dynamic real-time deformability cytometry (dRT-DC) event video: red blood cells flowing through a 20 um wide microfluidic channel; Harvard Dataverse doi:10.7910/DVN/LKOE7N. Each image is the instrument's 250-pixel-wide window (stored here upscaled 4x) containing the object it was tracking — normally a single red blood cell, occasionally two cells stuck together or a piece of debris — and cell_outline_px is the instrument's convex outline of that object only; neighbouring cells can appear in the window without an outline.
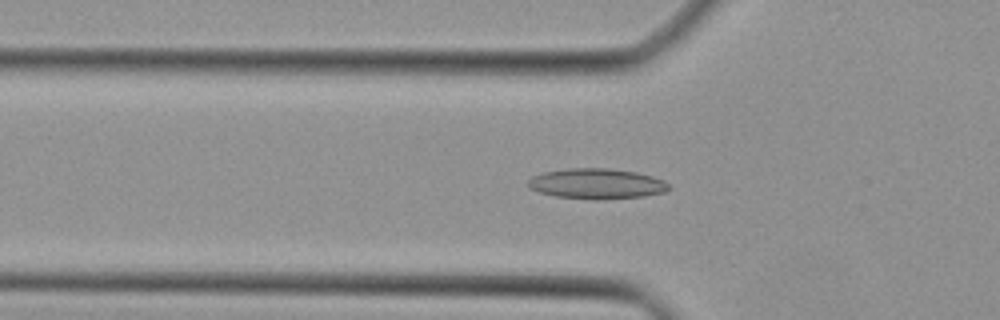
{"species": "Egyptian fruit bat (a non-hibernating species)", "species_latin": "Rousettus aegyptiacus", "temperature_condition": "cold", "stored_images_in_passage": 45, "camera_frame_rate_fps": 3000, "um_per_image_px": 0.085, "animal": {"sex": "female"}, "frame": {"image": 1, "passage_image": 15, "time_ms": 4.667, "image_size_px": [1000, 320], "cell_outline_px": [[672, 188], [664, 192], [644, 196], [600, 200], [596, 200], [556, 196], [540, 192], [528, 188], [528, 180], [532, 176], [544, 172], [568, 168], [608, 168], [636, 172], [652, 176], [664, 180]], "centroid_in_image_um": [50.73, 15.62], "position_along_channel_um": 75.1, "area_um2": 25.03}}
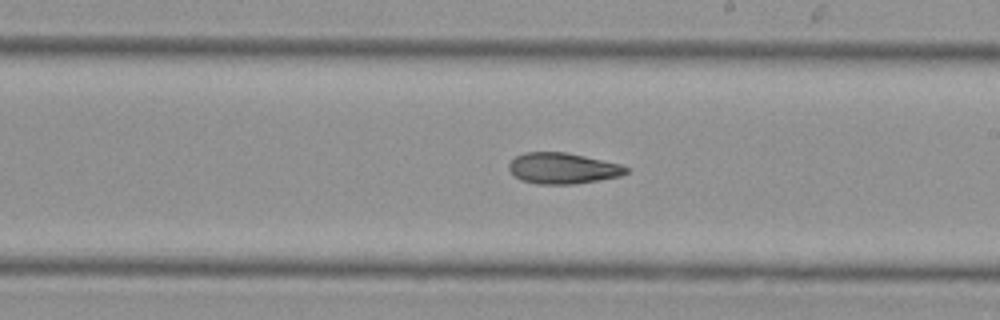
{"frame": {"image": 2, "passage_image": 26, "time_ms": 8.333, "image_size_px": [1000, 320], "cell_outline_px": [[628, 172], [620, 176], [600, 180], [576, 184], [536, 184], [520, 180], [508, 168], [508, 164], [516, 156], [524, 152], [568, 152], [620, 164], [628, 168]], "centroid_in_image_um": [47.83, 14.31], "position_along_channel_um": 241.2, "area_um2": 21.21}}
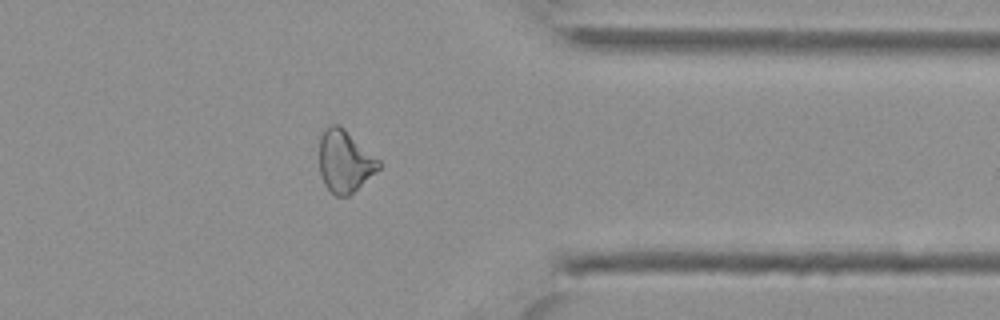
{"frame": {"image": 3, "passage_image": 36, "time_ms": 11.667, "image_size_px": [1000, 320], "cell_outline_px": [[380, 168], [376, 172], [348, 196], [336, 196], [324, 184], [320, 172], [320, 136], [324, 128], [328, 124], [336, 124], [344, 128], [380, 160]], "centroid_in_image_um": [29.3, 13.69], "position_along_channel_um": 382.1, "area_um2": 21.39}}